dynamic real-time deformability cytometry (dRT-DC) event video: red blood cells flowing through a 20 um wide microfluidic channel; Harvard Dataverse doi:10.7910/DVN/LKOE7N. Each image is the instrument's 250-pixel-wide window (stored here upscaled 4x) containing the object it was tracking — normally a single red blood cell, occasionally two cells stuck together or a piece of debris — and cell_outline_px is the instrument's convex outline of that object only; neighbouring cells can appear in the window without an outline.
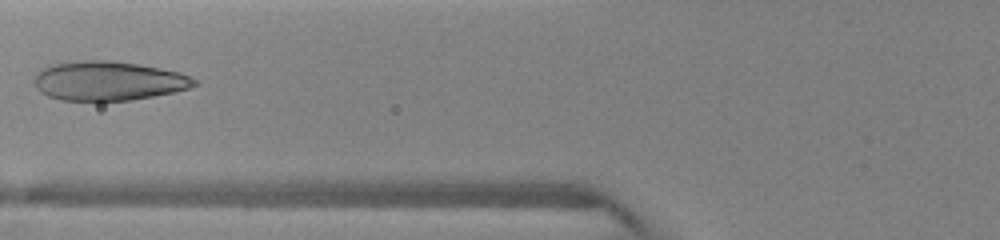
{"species": "human", "species_latin": "Homo sapiens", "temperature_condition": "warm", "stored_images_in_passage": 5, "camera_frame_rate_fps": 3000, "um_per_image_px": 0.085, "donor": {"sex": "female"}, "frame": {"image": 1, "passage_image": 5, "time_ms": 4.667, "image_size_px": [1000, 240], "cell_outline_px": [[200, 84], [188, 88], [172, 92], [132, 100], [100, 104], [96, 104], [60, 100], [48, 96], [40, 92], [36, 88], [32, 80], [36, 72], [40, 68], [52, 64], [80, 60], [108, 60], [140, 64], [180, 72], [196, 80]], "centroid_in_image_um": [9.13, 6.91], "position_along_channel_um": 116.7, "area_um2": 37.92}}